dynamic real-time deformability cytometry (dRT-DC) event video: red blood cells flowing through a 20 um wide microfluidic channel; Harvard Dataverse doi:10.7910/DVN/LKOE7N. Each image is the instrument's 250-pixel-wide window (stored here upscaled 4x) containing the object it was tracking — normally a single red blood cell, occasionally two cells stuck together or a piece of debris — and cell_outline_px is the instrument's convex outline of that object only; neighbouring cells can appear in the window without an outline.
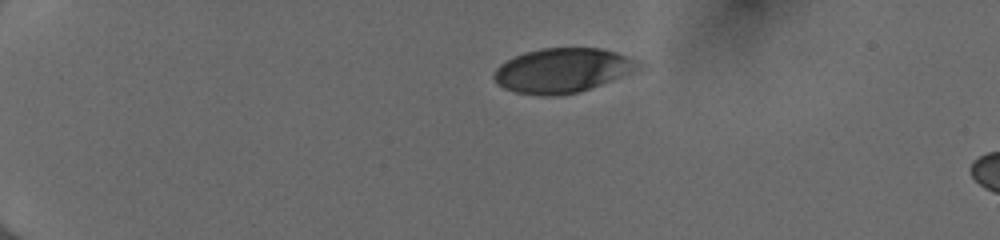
{"species": "human", "species_latin": "Homo sapiens", "temperature_condition": "cold", "stored_images_in_passage": 7, "camera_frame_rate_fps": 3000, "um_per_image_px": 0.085, "donor": {"sex": "female"}, "frame": {"image": 1, "passage_image": 1, "time_ms": 0.0, "image_size_px": [1000, 240], "cell_outline_px": [[648, 64], [644, 68], [580, 92], [560, 96], [540, 96], [516, 92], [504, 88], [496, 84], [492, 76], [496, 68], [500, 64], [524, 52], [540, 48], [600, 48], [616, 52], [640, 60]], "centroid_in_image_um": [47.87, 5.99], "position_along_channel_um": 37.1, "area_um2": 38.03}}